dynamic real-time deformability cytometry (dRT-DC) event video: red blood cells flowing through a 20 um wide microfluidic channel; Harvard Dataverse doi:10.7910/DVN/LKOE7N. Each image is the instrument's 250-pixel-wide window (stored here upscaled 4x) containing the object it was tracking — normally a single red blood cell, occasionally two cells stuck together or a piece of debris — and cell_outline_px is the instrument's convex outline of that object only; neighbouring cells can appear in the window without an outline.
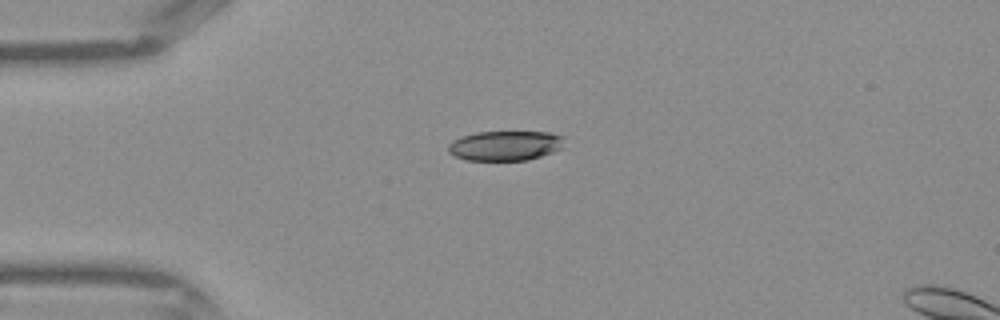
{"species": "Egyptian fruit bat (a non-hibernating species)", "species_latin": "Rousettus aegyptiacus", "temperature_condition": "warm", "stored_images_in_passage": 4, "camera_frame_rate_fps": 3000, "um_per_image_px": 0.085, "frame": {"image": 1, "passage_image": 1, "time_ms": 0.0, "image_size_px": [1000, 320], "cell_outline_px": [[564, 148], [528, 160], [468, 160], [456, 156], [448, 152], [448, 144], [452, 140], [460, 136], [476, 132], [548, 132], [564, 136]], "centroid_in_image_um": [42.95, 12.37], "position_along_channel_um": 42.0, "area_um2": 20.29}}